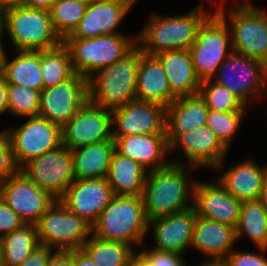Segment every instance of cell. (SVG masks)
Instances as JSON below:
<instances>
[{
	"instance_id": "39",
	"label": "cell",
	"mask_w": 267,
	"mask_h": 266,
	"mask_svg": "<svg viewBox=\"0 0 267 266\" xmlns=\"http://www.w3.org/2000/svg\"><path fill=\"white\" fill-rule=\"evenodd\" d=\"M20 171L14 152L5 130L0 131V182Z\"/></svg>"
},
{
	"instance_id": "28",
	"label": "cell",
	"mask_w": 267,
	"mask_h": 266,
	"mask_svg": "<svg viewBox=\"0 0 267 266\" xmlns=\"http://www.w3.org/2000/svg\"><path fill=\"white\" fill-rule=\"evenodd\" d=\"M148 172L140 163L115 149L106 180L116 196H142Z\"/></svg>"
},
{
	"instance_id": "33",
	"label": "cell",
	"mask_w": 267,
	"mask_h": 266,
	"mask_svg": "<svg viewBox=\"0 0 267 266\" xmlns=\"http://www.w3.org/2000/svg\"><path fill=\"white\" fill-rule=\"evenodd\" d=\"M235 229L237 241L247 235L256 247H263L267 239V209L259 199L242 202Z\"/></svg>"
},
{
	"instance_id": "32",
	"label": "cell",
	"mask_w": 267,
	"mask_h": 266,
	"mask_svg": "<svg viewBox=\"0 0 267 266\" xmlns=\"http://www.w3.org/2000/svg\"><path fill=\"white\" fill-rule=\"evenodd\" d=\"M81 249L97 266H128L137 254L131 245L102 240L93 234Z\"/></svg>"
},
{
	"instance_id": "57",
	"label": "cell",
	"mask_w": 267,
	"mask_h": 266,
	"mask_svg": "<svg viewBox=\"0 0 267 266\" xmlns=\"http://www.w3.org/2000/svg\"><path fill=\"white\" fill-rule=\"evenodd\" d=\"M2 258V237L0 236V262Z\"/></svg>"
},
{
	"instance_id": "1",
	"label": "cell",
	"mask_w": 267,
	"mask_h": 266,
	"mask_svg": "<svg viewBox=\"0 0 267 266\" xmlns=\"http://www.w3.org/2000/svg\"><path fill=\"white\" fill-rule=\"evenodd\" d=\"M181 158L178 156L166 167L148 172L142 194L148 221L193 207L196 181H188L185 170L188 165Z\"/></svg>"
},
{
	"instance_id": "48",
	"label": "cell",
	"mask_w": 267,
	"mask_h": 266,
	"mask_svg": "<svg viewBox=\"0 0 267 266\" xmlns=\"http://www.w3.org/2000/svg\"><path fill=\"white\" fill-rule=\"evenodd\" d=\"M1 3L6 10H9L24 6L25 0H1Z\"/></svg>"
},
{
	"instance_id": "24",
	"label": "cell",
	"mask_w": 267,
	"mask_h": 266,
	"mask_svg": "<svg viewBox=\"0 0 267 266\" xmlns=\"http://www.w3.org/2000/svg\"><path fill=\"white\" fill-rule=\"evenodd\" d=\"M209 108L199 94L177 97L166 108V137L169 146L181 135L207 125Z\"/></svg>"
},
{
	"instance_id": "17",
	"label": "cell",
	"mask_w": 267,
	"mask_h": 266,
	"mask_svg": "<svg viewBox=\"0 0 267 266\" xmlns=\"http://www.w3.org/2000/svg\"><path fill=\"white\" fill-rule=\"evenodd\" d=\"M111 111L87 100L62 128L63 145L76 149L112 140Z\"/></svg>"
},
{
	"instance_id": "14",
	"label": "cell",
	"mask_w": 267,
	"mask_h": 266,
	"mask_svg": "<svg viewBox=\"0 0 267 266\" xmlns=\"http://www.w3.org/2000/svg\"><path fill=\"white\" fill-rule=\"evenodd\" d=\"M88 100L87 80L78 73L40 92L39 116L63 128Z\"/></svg>"
},
{
	"instance_id": "44",
	"label": "cell",
	"mask_w": 267,
	"mask_h": 266,
	"mask_svg": "<svg viewBox=\"0 0 267 266\" xmlns=\"http://www.w3.org/2000/svg\"><path fill=\"white\" fill-rule=\"evenodd\" d=\"M71 264L72 266H97L82 249L71 251Z\"/></svg>"
},
{
	"instance_id": "5",
	"label": "cell",
	"mask_w": 267,
	"mask_h": 266,
	"mask_svg": "<svg viewBox=\"0 0 267 266\" xmlns=\"http://www.w3.org/2000/svg\"><path fill=\"white\" fill-rule=\"evenodd\" d=\"M62 43L69 50L74 72L87 80L128 54L137 45V37L129 39L124 33H115L92 38H65Z\"/></svg>"
},
{
	"instance_id": "54",
	"label": "cell",
	"mask_w": 267,
	"mask_h": 266,
	"mask_svg": "<svg viewBox=\"0 0 267 266\" xmlns=\"http://www.w3.org/2000/svg\"><path fill=\"white\" fill-rule=\"evenodd\" d=\"M5 17H6V9L4 8L0 0V28L4 27Z\"/></svg>"
},
{
	"instance_id": "25",
	"label": "cell",
	"mask_w": 267,
	"mask_h": 266,
	"mask_svg": "<svg viewBox=\"0 0 267 266\" xmlns=\"http://www.w3.org/2000/svg\"><path fill=\"white\" fill-rule=\"evenodd\" d=\"M176 98L159 58L144 53L140 48L136 99L155 102L167 108Z\"/></svg>"
},
{
	"instance_id": "55",
	"label": "cell",
	"mask_w": 267,
	"mask_h": 266,
	"mask_svg": "<svg viewBox=\"0 0 267 266\" xmlns=\"http://www.w3.org/2000/svg\"><path fill=\"white\" fill-rule=\"evenodd\" d=\"M116 1H121L123 3H126L132 8L136 0H116Z\"/></svg>"
},
{
	"instance_id": "18",
	"label": "cell",
	"mask_w": 267,
	"mask_h": 266,
	"mask_svg": "<svg viewBox=\"0 0 267 266\" xmlns=\"http://www.w3.org/2000/svg\"><path fill=\"white\" fill-rule=\"evenodd\" d=\"M114 196L106 178L75 179L60 201L93 226Z\"/></svg>"
},
{
	"instance_id": "6",
	"label": "cell",
	"mask_w": 267,
	"mask_h": 266,
	"mask_svg": "<svg viewBox=\"0 0 267 266\" xmlns=\"http://www.w3.org/2000/svg\"><path fill=\"white\" fill-rule=\"evenodd\" d=\"M4 30L17 51L50 50L62 43L55 33L50 11L27 6L6 10Z\"/></svg>"
},
{
	"instance_id": "45",
	"label": "cell",
	"mask_w": 267,
	"mask_h": 266,
	"mask_svg": "<svg viewBox=\"0 0 267 266\" xmlns=\"http://www.w3.org/2000/svg\"><path fill=\"white\" fill-rule=\"evenodd\" d=\"M46 266H72L71 251L56 252L48 261Z\"/></svg>"
},
{
	"instance_id": "2",
	"label": "cell",
	"mask_w": 267,
	"mask_h": 266,
	"mask_svg": "<svg viewBox=\"0 0 267 266\" xmlns=\"http://www.w3.org/2000/svg\"><path fill=\"white\" fill-rule=\"evenodd\" d=\"M203 2L188 14L175 16L152 15L137 37V45L148 55L165 51L188 50L195 42L198 28L212 13L203 9Z\"/></svg>"
},
{
	"instance_id": "19",
	"label": "cell",
	"mask_w": 267,
	"mask_h": 266,
	"mask_svg": "<svg viewBox=\"0 0 267 266\" xmlns=\"http://www.w3.org/2000/svg\"><path fill=\"white\" fill-rule=\"evenodd\" d=\"M197 213L194 207L170 216L148 221V230L154 238L152 249L183 254L191 247ZM153 227V228H152Z\"/></svg>"
},
{
	"instance_id": "7",
	"label": "cell",
	"mask_w": 267,
	"mask_h": 266,
	"mask_svg": "<svg viewBox=\"0 0 267 266\" xmlns=\"http://www.w3.org/2000/svg\"><path fill=\"white\" fill-rule=\"evenodd\" d=\"M188 51L200 81L212 79L233 52L231 32L225 20L212 11L198 28L195 42Z\"/></svg>"
},
{
	"instance_id": "56",
	"label": "cell",
	"mask_w": 267,
	"mask_h": 266,
	"mask_svg": "<svg viewBox=\"0 0 267 266\" xmlns=\"http://www.w3.org/2000/svg\"><path fill=\"white\" fill-rule=\"evenodd\" d=\"M74 1L82 2V3H85L86 5H89L90 3H92L96 0H74Z\"/></svg>"
},
{
	"instance_id": "4",
	"label": "cell",
	"mask_w": 267,
	"mask_h": 266,
	"mask_svg": "<svg viewBox=\"0 0 267 266\" xmlns=\"http://www.w3.org/2000/svg\"><path fill=\"white\" fill-rule=\"evenodd\" d=\"M148 233L142 196H114L92 226V234L102 240L122 242L134 247Z\"/></svg>"
},
{
	"instance_id": "16",
	"label": "cell",
	"mask_w": 267,
	"mask_h": 266,
	"mask_svg": "<svg viewBox=\"0 0 267 266\" xmlns=\"http://www.w3.org/2000/svg\"><path fill=\"white\" fill-rule=\"evenodd\" d=\"M181 148L183 158L192 170L208 167L220 170L224 167L228 147L207 125L181 134L171 145L170 153ZM220 168V169H219Z\"/></svg>"
},
{
	"instance_id": "20",
	"label": "cell",
	"mask_w": 267,
	"mask_h": 266,
	"mask_svg": "<svg viewBox=\"0 0 267 266\" xmlns=\"http://www.w3.org/2000/svg\"><path fill=\"white\" fill-rule=\"evenodd\" d=\"M241 204L242 202L229 194L218 180H215V184L198 181L195 183L193 207L199 217L236 228Z\"/></svg>"
},
{
	"instance_id": "26",
	"label": "cell",
	"mask_w": 267,
	"mask_h": 266,
	"mask_svg": "<svg viewBox=\"0 0 267 266\" xmlns=\"http://www.w3.org/2000/svg\"><path fill=\"white\" fill-rule=\"evenodd\" d=\"M267 165L260 167L253 159L244 160L227 169L218 179L226 191L244 202L260 198Z\"/></svg>"
},
{
	"instance_id": "46",
	"label": "cell",
	"mask_w": 267,
	"mask_h": 266,
	"mask_svg": "<svg viewBox=\"0 0 267 266\" xmlns=\"http://www.w3.org/2000/svg\"><path fill=\"white\" fill-rule=\"evenodd\" d=\"M9 112L7 99V83L0 74V115Z\"/></svg>"
},
{
	"instance_id": "3",
	"label": "cell",
	"mask_w": 267,
	"mask_h": 266,
	"mask_svg": "<svg viewBox=\"0 0 267 266\" xmlns=\"http://www.w3.org/2000/svg\"><path fill=\"white\" fill-rule=\"evenodd\" d=\"M139 63L136 45L121 60L95 72L87 79L88 100L113 111L136 99Z\"/></svg>"
},
{
	"instance_id": "51",
	"label": "cell",
	"mask_w": 267,
	"mask_h": 266,
	"mask_svg": "<svg viewBox=\"0 0 267 266\" xmlns=\"http://www.w3.org/2000/svg\"><path fill=\"white\" fill-rule=\"evenodd\" d=\"M259 200L267 209V176L265 177Z\"/></svg>"
},
{
	"instance_id": "8",
	"label": "cell",
	"mask_w": 267,
	"mask_h": 266,
	"mask_svg": "<svg viewBox=\"0 0 267 266\" xmlns=\"http://www.w3.org/2000/svg\"><path fill=\"white\" fill-rule=\"evenodd\" d=\"M35 227L39 243L50 249L56 248V252L81 249L92 234V226L60 200L39 218Z\"/></svg>"
},
{
	"instance_id": "21",
	"label": "cell",
	"mask_w": 267,
	"mask_h": 266,
	"mask_svg": "<svg viewBox=\"0 0 267 266\" xmlns=\"http://www.w3.org/2000/svg\"><path fill=\"white\" fill-rule=\"evenodd\" d=\"M132 9L128 4L116 0H96L86 6L78 27L66 38H92L122 33L117 27Z\"/></svg>"
},
{
	"instance_id": "37",
	"label": "cell",
	"mask_w": 267,
	"mask_h": 266,
	"mask_svg": "<svg viewBox=\"0 0 267 266\" xmlns=\"http://www.w3.org/2000/svg\"><path fill=\"white\" fill-rule=\"evenodd\" d=\"M7 99L9 113L26 118L39 115L40 91L7 83Z\"/></svg>"
},
{
	"instance_id": "52",
	"label": "cell",
	"mask_w": 267,
	"mask_h": 266,
	"mask_svg": "<svg viewBox=\"0 0 267 266\" xmlns=\"http://www.w3.org/2000/svg\"><path fill=\"white\" fill-rule=\"evenodd\" d=\"M128 266H148V264L138 254H136L131 259Z\"/></svg>"
},
{
	"instance_id": "29",
	"label": "cell",
	"mask_w": 267,
	"mask_h": 266,
	"mask_svg": "<svg viewBox=\"0 0 267 266\" xmlns=\"http://www.w3.org/2000/svg\"><path fill=\"white\" fill-rule=\"evenodd\" d=\"M114 150L113 139L72 149L74 178H106Z\"/></svg>"
},
{
	"instance_id": "42",
	"label": "cell",
	"mask_w": 267,
	"mask_h": 266,
	"mask_svg": "<svg viewBox=\"0 0 267 266\" xmlns=\"http://www.w3.org/2000/svg\"><path fill=\"white\" fill-rule=\"evenodd\" d=\"M24 225L21 217L0 197V236L8 235Z\"/></svg>"
},
{
	"instance_id": "58",
	"label": "cell",
	"mask_w": 267,
	"mask_h": 266,
	"mask_svg": "<svg viewBox=\"0 0 267 266\" xmlns=\"http://www.w3.org/2000/svg\"><path fill=\"white\" fill-rule=\"evenodd\" d=\"M262 249H263L264 251L267 250V239H266L265 244L263 245Z\"/></svg>"
},
{
	"instance_id": "43",
	"label": "cell",
	"mask_w": 267,
	"mask_h": 266,
	"mask_svg": "<svg viewBox=\"0 0 267 266\" xmlns=\"http://www.w3.org/2000/svg\"><path fill=\"white\" fill-rule=\"evenodd\" d=\"M56 253L53 249L47 246L39 245L37 246L30 256L18 266H46L49 259Z\"/></svg>"
},
{
	"instance_id": "22",
	"label": "cell",
	"mask_w": 267,
	"mask_h": 266,
	"mask_svg": "<svg viewBox=\"0 0 267 266\" xmlns=\"http://www.w3.org/2000/svg\"><path fill=\"white\" fill-rule=\"evenodd\" d=\"M114 142L115 149L120 154L140 163L148 171L166 167L171 163L164 160L170 152L166 134H136L118 137Z\"/></svg>"
},
{
	"instance_id": "30",
	"label": "cell",
	"mask_w": 267,
	"mask_h": 266,
	"mask_svg": "<svg viewBox=\"0 0 267 266\" xmlns=\"http://www.w3.org/2000/svg\"><path fill=\"white\" fill-rule=\"evenodd\" d=\"M16 52V57L12 61L6 57L0 74L6 83L26 86L41 92L44 84L40 68V51Z\"/></svg>"
},
{
	"instance_id": "9",
	"label": "cell",
	"mask_w": 267,
	"mask_h": 266,
	"mask_svg": "<svg viewBox=\"0 0 267 266\" xmlns=\"http://www.w3.org/2000/svg\"><path fill=\"white\" fill-rule=\"evenodd\" d=\"M220 3L213 13L219 14L229 26L233 51L267 66V11L261 8H231L226 13L224 0Z\"/></svg>"
},
{
	"instance_id": "53",
	"label": "cell",
	"mask_w": 267,
	"mask_h": 266,
	"mask_svg": "<svg viewBox=\"0 0 267 266\" xmlns=\"http://www.w3.org/2000/svg\"><path fill=\"white\" fill-rule=\"evenodd\" d=\"M198 266H225L223 261H208L207 258L205 262H202V264H199Z\"/></svg>"
},
{
	"instance_id": "47",
	"label": "cell",
	"mask_w": 267,
	"mask_h": 266,
	"mask_svg": "<svg viewBox=\"0 0 267 266\" xmlns=\"http://www.w3.org/2000/svg\"><path fill=\"white\" fill-rule=\"evenodd\" d=\"M55 0H25L24 6L50 11Z\"/></svg>"
},
{
	"instance_id": "23",
	"label": "cell",
	"mask_w": 267,
	"mask_h": 266,
	"mask_svg": "<svg viewBox=\"0 0 267 266\" xmlns=\"http://www.w3.org/2000/svg\"><path fill=\"white\" fill-rule=\"evenodd\" d=\"M236 241L235 227L197 216L191 246L208 261H223Z\"/></svg>"
},
{
	"instance_id": "12",
	"label": "cell",
	"mask_w": 267,
	"mask_h": 266,
	"mask_svg": "<svg viewBox=\"0 0 267 266\" xmlns=\"http://www.w3.org/2000/svg\"><path fill=\"white\" fill-rule=\"evenodd\" d=\"M4 130L19 167L63 144L62 128L39 115L28 118L18 128Z\"/></svg>"
},
{
	"instance_id": "31",
	"label": "cell",
	"mask_w": 267,
	"mask_h": 266,
	"mask_svg": "<svg viewBox=\"0 0 267 266\" xmlns=\"http://www.w3.org/2000/svg\"><path fill=\"white\" fill-rule=\"evenodd\" d=\"M36 227L25 224L2 237V258L0 266H18L39 246Z\"/></svg>"
},
{
	"instance_id": "40",
	"label": "cell",
	"mask_w": 267,
	"mask_h": 266,
	"mask_svg": "<svg viewBox=\"0 0 267 266\" xmlns=\"http://www.w3.org/2000/svg\"><path fill=\"white\" fill-rule=\"evenodd\" d=\"M138 255L148 266H186V262L180 253L163 252L154 249H143Z\"/></svg>"
},
{
	"instance_id": "34",
	"label": "cell",
	"mask_w": 267,
	"mask_h": 266,
	"mask_svg": "<svg viewBox=\"0 0 267 266\" xmlns=\"http://www.w3.org/2000/svg\"><path fill=\"white\" fill-rule=\"evenodd\" d=\"M40 68L44 88L53 87L75 74L69 50L63 43L40 51Z\"/></svg>"
},
{
	"instance_id": "13",
	"label": "cell",
	"mask_w": 267,
	"mask_h": 266,
	"mask_svg": "<svg viewBox=\"0 0 267 266\" xmlns=\"http://www.w3.org/2000/svg\"><path fill=\"white\" fill-rule=\"evenodd\" d=\"M112 139L146 134H166V107L134 99L111 111ZM115 126V129L113 127Z\"/></svg>"
},
{
	"instance_id": "15",
	"label": "cell",
	"mask_w": 267,
	"mask_h": 266,
	"mask_svg": "<svg viewBox=\"0 0 267 266\" xmlns=\"http://www.w3.org/2000/svg\"><path fill=\"white\" fill-rule=\"evenodd\" d=\"M0 197L21 217L25 224L33 225L56 201L21 171L0 182Z\"/></svg>"
},
{
	"instance_id": "10",
	"label": "cell",
	"mask_w": 267,
	"mask_h": 266,
	"mask_svg": "<svg viewBox=\"0 0 267 266\" xmlns=\"http://www.w3.org/2000/svg\"><path fill=\"white\" fill-rule=\"evenodd\" d=\"M212 78L214 82L228 88L245 105L257 95L266 93L267 66L254 58L232 52L219 66ZM265 90V91H264Z\"/></svg>"
},
{
	"instance_id": "41",
	"label": "cell",
	"mask_w": 267,
	"mask_h": 266,
	"mask_svg": "<svg viewBox=\"0 0 267 266\" xmlns=\"http://www.w3.org/2000/svg\"><path fill=\"white\" fill-rule=\"evenodd\" d=\"M260 253L232 250L223 260L225 266H267V258L263 255L265 252L258 248ZM260 254V255H259Z\"/></svg>"
},
{
	"instance_id": "27",
	"label": "cell",
	"mask_w": 267,
	"mask_h": 266,
	"mask_svg": "<svg viewBox=\"0 0 267 266\" xmlns=\"http://www.w3.org/2000/svg\"><path fill=\"white\" fill-rule=\"evenodd\" d=\"M168 78L171 92L176 97L192 96L201 85L188 50L165 51L156 55Z\"/></svg>"
},
{
	"instance_id": "36",
	"label": "cell",
	"mask_w": 267,
	"mask_h": 266,
	"mask_svg": "<svg viewBox=\"0 0 267 266\" xmlns=\"http://www.w3.org/2000/svg\"><path fill=\"white\" fill-rule=\"evenodd\" d=\"M199 96L210 110L221 112L245 111L246 105L228 88L212 79L201 81Z\"/></svg>"
},
{
	"instance_id": "38",
	"label": "cell",
	"mask_w": 267,
	"mask_h": 266,
	"mask_svg": "<svg viewBox=\"0 0 267 266\" xmlns=\"http://www.w3.org/2000/svg\"><path fill=\"white\" fill-rule=\"evenodd\" d=\"M245 111L221 112L210 110L207 117V126L230 148L233 138L241 126Z\"/></svg>"
},
{
	"instance_id": "49",
	"label": "cell",
	"mask_w": 267,
	"mask_h": 266,
	"mask_svg": "<svg viewBox=\"0 0 267 266\" xmlns=\"http://www.w3.org/2000/svg\"><path fill=\"white\" fill-rule=\"evenodd\" d=\"M4 32H5L4 27L0 28V71L4 65V62H5L6 57H7V55L3 49L4 46H2V44H3L2 43V39H3L2 37H3Z\"/></svg>"
},
{
	"instance_id": "35",
	"label": "cell",
	"mask_w": 267,
	"mask_h": 266,
	"mask_svg": "<svg viewBox=\"0 0 267 266\" xmlns=\"http://www.w3.org/2000/svg\"><path fill=\"white\" fill-rule=\"evenodd\" d=\"M86 4L74 0H55L50 9L52 26L63 41L78 27L84 16Z\"/></svg>"
},
{
	"instance_id": "50",
	"label": "cell",
	"mask_w": 267,
	"mask_h": 266,
	"mask_svg": "<svg viewBox=\"0 0 267 266\" xmlns=\"http://www.w3.org/2000/svg\"><path fill=\"white\" fill-rule=\"evenodd\" d=\"M235 1V2H234ZM249 0H233V3H236L235 6H233V9H246V8H260V7H257L255 6L252 2H248ZM239 3V4H238ZM238 4V5H237Z\"/></svg>"
},
{
	"instance_id": "11",
	"label": "cell",
	"mask_w": 267,
	"mask_h": 266,
	"mask_svg": "<svg viewBox=\"0 0 267 266\" xmlns=\"http://www.w3.org/2000/svg\"><path fill=\"white\" fill-rule=\"evenodd\" d=\"M20 171L39 188L60 200L75 181L71 149L65 145L33 158L20 167Z\"/></svg>"
}]
</instances>
